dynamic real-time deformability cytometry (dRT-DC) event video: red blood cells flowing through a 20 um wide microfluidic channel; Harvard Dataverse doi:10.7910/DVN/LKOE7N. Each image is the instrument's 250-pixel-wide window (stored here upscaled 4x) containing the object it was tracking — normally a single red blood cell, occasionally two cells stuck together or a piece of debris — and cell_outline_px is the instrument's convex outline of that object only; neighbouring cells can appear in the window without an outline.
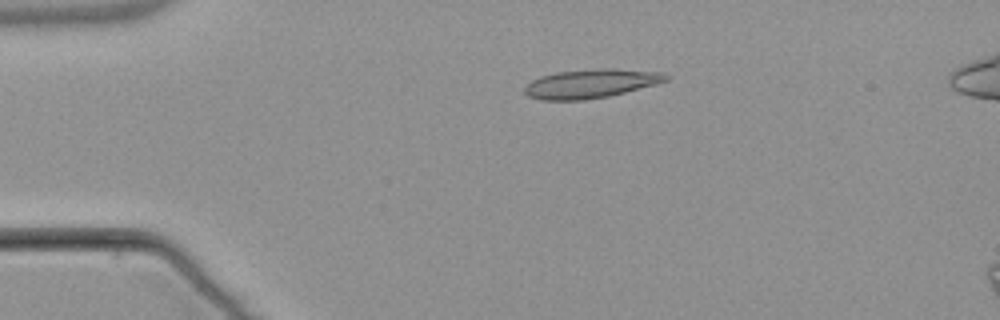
{"species": "common noctule bat (a hibernating species)", "species_latin": "Nyctalus noctula", "temperature_condition": "warm", "stored_images_in_passage": 43, "camera_frame_rate_fps": 3000, "um_per_image_px": 0.085, "animal": {"sex": "male", "body_mass_g": 21.5, "forearm_length_mm": 52.0}, "frame": {"image": 1, "passage_image": 1, "time_ms": 0.0, "image_size_px": [1000, 320], "cell_outline_px": [[672, 76], [668, 80], [656, 84], [608, 96], [584, 100], [544, 100], [528, 96], [524, 92], [524, 88], [532, 80], [540, 76], [556, 72], [600, 68], [612, 68], [664, 72]], "centroid_in_image_um": [50.26, 7.09], "position_along_channel_um": 34.7, "area_um2": 23.87}}
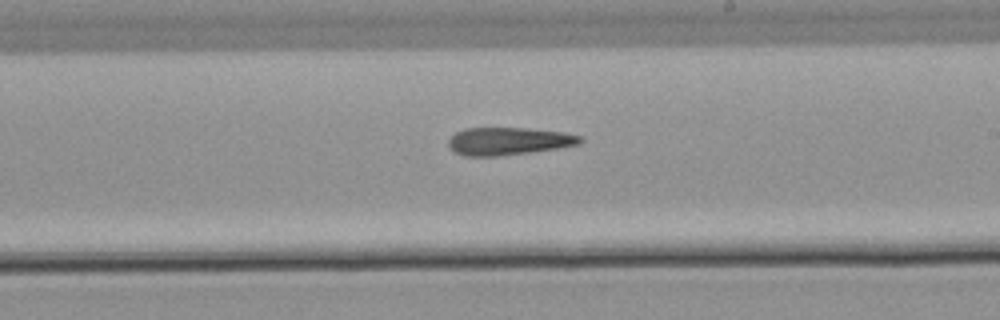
{"frame": {"image": 2, "passage_image": 21, "time_ms": 6.667, "image_size_px": [1000, 320], "cell_outline_px": [[584, 140], [580, 144], [556, 148], [528, 152], [496, 156], [464, 156], [456, 152], [448, 144], [448, 140], [456, 132], [464, 128], [528, 128], [564, 132], [580, 136]], "centroid_in_image_um": [43.23, 11.99], "position_along_channel_um": 245.8, "area_um2": 21.04}}
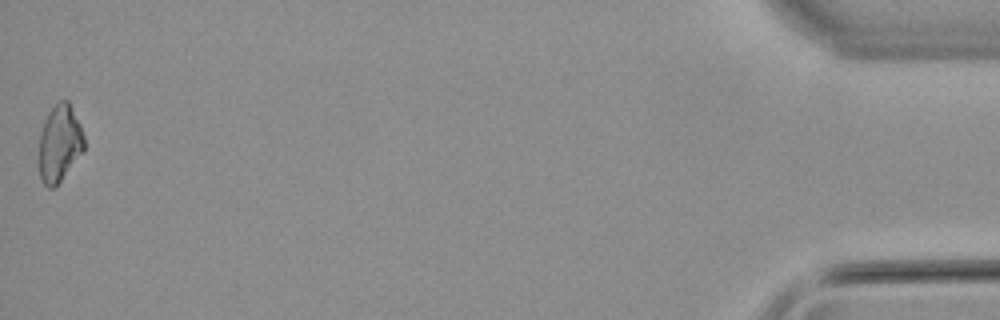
{"frame": {"image": 3, "passage_image": 43, "time_ms": 14.0, "image_size_px": [1000, 320], "cell_outline_px": [[84, 148], [56, 188], [48, 188], [40, 180], [40, 132], [48, 112], [60, 100], [68, 100], [80, 124], [84, 136]], "centroid_in_image_um": [5.06, 12.2], "position_along_channel_um": 430.1, "area_um2": 20.0}}